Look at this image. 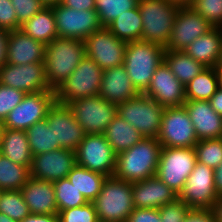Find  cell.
Returning a JSON list of instances; mask_svg holds the SVG:
<instances>
[{
	"label": "cell",
	"instance_id": "d6a6232c",
	"mask_svg": "<svg viewBox=\"0 0 222 222\" xmlns=\"http://www.w3.org/2000/svg\"><path fill=\"white\" fill-rule=\"evenodd\" d=\"M67 178L82 193L88 202H92L101 192L107 176L76 164L68 173Z\"/></svg>",
	"mask_w": 222,
	"mask_h": 222
},
{
	"label": "cell",
	"instance_id": "f907efd6",
	"mask_svg": "<svg viewBox=\"0 0 222 222\" xmlns=\"http://www.w3.org/2000/svg\"><path fill=\"white\" fill-rule=\"evenodd\" d=\"M19 222H59L58 214H30Z\"/></svg>",
	"mask_w": 222,
	"mask_h": 222
},
{
	"label": "cell",
	"instance_id": "9a60e30c",
	"mask_svg": "<svg viewBox=\"0 0 222 222\" xmlns=\"http://www.w3.org/2000/svg\"><path fill=\"white\" fill-rule=\"evenodd\" d=\"M85 56L91 58L101 69L122 65L127 43L118 39L106 27L93 32L84 40Z\"/></svg>",
	"mask_w": 222,
	"mask_h": 222
},
{
	"label": "cell",
	"instance_id": "f35d334b",
	"mask_svg": "<svg viewBox=\"0 0 222 222\" xmlns=\"http://www.w3.org/2000/svg\"><path fill=\"white\" fill-rule=\"evenodd\" d=\"M194 149L201 164L215 169L222 162V138L200 140Z\"/></svg>",
	"mask_w": 222,
	"mask_h": 222
},
{
	"label": "cell",
	"instance_id": "74e56055",
	"mask_svg": "<svg viewBox=\"0 0 222 222\" xmlns=\"http://www.w3.org/2000/svg\"><path fill=\"white\" fill-rule=\"evenodd\" d=\"M95 10L103 27H107L119 15L138 7L139 0H94Z\"/></svg>",
	"mask_w": 222,
	"mask_h": 222
},
{
	"label": "cell",
	"instance_id": "b9f144b4",
	"mask_svg": "<svg viewBox=\"0 0 222 222\" xmlns=\"http://www.w3.org/2000/svg\"><path fill=\"white\" fill-rule=\"evenodd\" d=\"M26 93L19 89L0 84V122L23 100Z\"/></svg>",
	"mask_w": 222,
	"mask_h": 222
},
{
	"label": "cell",
	"instance_id": "60d3db41",
	"mask_svg": "<svg viewBox=\"0 0 222 222\" xmlns=\"http://www.w3.org/2000/svg\"><path fill=\"white\" fill-rule=\"evenodd\" d=\"M59 222H99L93 202L58 212Z\"/></svg>",
	"mask_w": 222,
	"mask_h": 222
},
{
	"label": "cell",
	"instance_id": "e575fe53",
	"mask_svg": "<svg viewBox=\"0 0 222 222\" xmlns=\"http://www.w3.org/2000/svg\"><path fill=\"white\" fill-rule=\"evenodd\" d=\"M30 179V167L12 162L0 154V190H21Z\"/></svg>",
	"mask_w": 222,
	"mask_h": 222
},
{
	"label": "cell",
	"instance_id": "83f0119b",
	"mask_svg": "<svg viewBox=\"0 0 222 222\" xmlns=\"http://www.w3.org/2000/svg\"><path fill=\"white\" fill-rule=\"evenodd\" d=\"M104 136L116 154L128 150L144 138L136 128L118 114L107 126Z\"/></svg>",
	"mask_w": 222,
	"mask_h": 222
},
{
	"label": "cell",
	"instance_id": "d590c367",
	"mask_svg": "<svg viewBox=\"0 0 222 222\" xmlns=\"http://www.w3.org/2000/svg\"><path fill=\"white\" fill-rule=\"evenodd\" d=\"M53 185L58 212L65 209L80 207L88 202L68 178L53 181Z\"/></svg>",
	"mask_w": 222,
	"mask_h": 222
},
{
	"label": "cell",
	"instance_id": "ba28073f",
	"mask_svg": "<svg viewBox=\"0 0 222 222\" xmlns=\"http://www.w3.org/2000/svg\"><path fill=\"white\" fill-rule=\"evenodd\" d=\"M196 162L194 147H162L156 176L179 196Z\"/></svg>",
	"mask_w": 222,
	"mask_h": 222
},
{
	"label": "cell",
	"instance_id": "681fc988",
	"mask_svg": "<svg viewBox=\"0 0 222 222\" xmlns=\"http://www.w3.org/2000/svg\"><path fill=\"white\" fill-rule=\"evenodd\" d=\"M10 31L0 29V68L7 63V43Z\"/></svg>",
	"mask_w": 222,
	"mask_h": 222
},
{
	"label": "cell",
	"instance_id": "db71d44e",
	"mask_svg": "<svg viewBox=\"0 0 222 222\" xmlns=\"http://www.w3.org/2000/svg\"><path fill=\"white\" fill-rule=\"evenodd\" d=\"M210 211L216 222H222V197L216 199Z\"/></svg>",
	"mask_w": 222,
	"mask_h": 222
},
{
	"label": "cell",
	"instance_id": "277c9868",
	"mask_svg": "<svg viewBox=\"0 0 222 222\" xmlns=\"http://www.w3.org/2000/svg\"><path fill=\"white\" fill-rule=\"evenodd\" d=\"M92 202L99 222H126L134 210L132 183L114 176L107 177Z\"/></svg>",
	"mask_w": 222,
	"mask_h": 222
},
{
	"label": "cell",
	"instance_id": "836d02e7",
	"mask_svg": "<svg viewBox=\"0 0 222 222\" xmlns=\"http://www.w3.org/2000/svg\"><path fill=\"white\" fill-rule=\"evenodd\" d=\"M25 132L33 156L61 149L59 143L55 142L53 129L48 126L46 119L35 123Z\"/></svg>",
	"mask_w": 222,
	"mask_h": 222
},
{
	"label": "cell",
	"instance_id": "8fae6325",
	"mask_svg": "<svg viewBox=\"0 0 222 222\" xmlns=\"http://www.w3.org/2000/svg\"><path fill=\"white\" fill-rule=\"evenodd\" d=\"M75 153L77 165L107 177L114 175L117 154L104 134H86Z\"/></svg>",
	"mask_w": 222,
	"mask_h": 222
},
{
	"label": "cell",
	"instance_id": "1f68e13d",
	"mask_svg": "<svg viewBox=\"0 0 222 222\" xmlns=\"http://www.w3.org/2000/svg\"><path fill=\"white\" fill-rule=\"evenodd\" d=\"M106 28L118 39L126 43L141 40L143 23L139 7L125 11Z\"/></svg>",
	"mask_w": 222,
	"mask_h": 222
},
{
	"label": "cell",
	"instance_id": "9f6ffc18",
	"mask_svg": "<svg viewBox=\"0 0 222 222\" xmlns=\"http://www.w3.org/2000/svg\"><path fill=\"white\" fill-rule=\"evenodd\" d=\"M168 2L177 4L178 6H190L192 0H166Z\"/></svg>",
	"mask_w": 222,
	"mask_h": 222
},
{
	"label": "cell",
	"instance_id": "7a4b0ae2",
	"mask_svg": "<svg viewBox=\"0 0 222 222\" xmlns=\"http://www.w3.org/2000/svg\"><path fill=\"white\" fill-rule=\"evenodd\" d=\"M84 57L83 40L57 37L47 44L44 67L50 89L55 91L63 84Z\"/></svg>",
	"mask_w": 222,
	"mask_h": 222
},
{
	"label": "cell",
	"instance_id": "f1b7e54d",
	"mask_svg": "<svg viewBox=\"0 0 222 222\" xmlns=\"http://www.w3.org/2000/svg\"><path fill=\"white\" fill-rule=\"evenodd\" d=\"M20 29L34 40L49 44L58 37L53 7H43L39 13L21 25Z\"/></svg>",
	"mask_w": 222,
	"mask_h": 222
},
{
	"label": "cell",
	"instance_id": "3957f363",
	"mask_svg": "<svg viewBox=\"0 0 222 222\" xmlns=\"http://www.w3.org/2000/svg\"><path fill=\"white\" fill-rule=\"evenodd\" d=\"M165 48L138 40L127 43L123 65L135 88L144 93L156 69L164 62Z\"/></svg>",
	"mask_w": 222,
	"mask_h": 222
},
{
	"label": "cell",
	"instance_id": "44dd1931",
	"mask_svg": "<svg viewBox=\"0 0 222 222\" xmlns=\"http://www.w3.org/2000/svg\"><path fill=\"white\" fill-rule=\"evenodd\" d=\"M134 208L159 209L174 202L178 195L157 176L132 183Z\"/></svg>",
	"mask_w": 222,
	"mask_h": 222
},
{
	"label": "cell",
	"instance_id": "4dcf8cb0",
	"mask_svg": "<svg viewBox=\"0 0 222 222\" xmlns=\"http://www.w3.org/2000/svg\"><path fill=\"white\" fill-rule=\"evenodd\" d=\"M218 88V69L207 67L185 86L186 101H209Z\"/></svg>",
	"mask_w": 222,
	"mask_h": 222
},
{
	"label": "cell",
	"instance_id": "94428289",
	"mask_svg": "<svg viewBox=\"0 0 222 222\" xmlns=\"http://www.w3.org/2000/svg\"><path fill=\"white\" fill-rule=\"evenodd\" d=\"M3 129H4V125H3L2 122H0V141H1V136H2Z\"/></svg>",
	"mask_w": 222,
	"mask_h": 222
},
{
	"label": "cell",
	"instance_id": "603a6c76",
	"mask_svg": "<svg viewBox=\"0 0 222 222\" xmlns=\"http://www.w3.org/2000/svg\"><path fill=\"white\" fill-rule=\"evenodd\" d=\"M139 94L123 64L104 70L98 93L101 98L119 105Z\"/></svg>",
	"mask_w": 222,
	"mask_h": 222
},
{
	"label": "cell",
	"instance_id": "91938a15",
	"mask_svg": "<svg viewBox=\"0 0 222 222\" xmlns=\"http://www.w3.org/2000/svg\"><path fill=\"white\" fill-rule=\"evenodd\" d=\"M217 69H218V71H222V53H221V56H220V61H219Z\"/></svg>",
	"mask_w": 222,
	"mask_h": 222
},
{
	"label": "cell",
	"instance_id": "d4e9b609",
	"mask_svg": "<svg viewBox=\"0 0 222 222\" xmlns=\"http://www.w3.org/2000/svg\"><path fill=\"white\" fill-rule=\"evenodd\" d=\"M21 192L31 214H58L53 182L30 177Z\"/></svg>",
	"mask_w": 222,
	"mask_h": 222
},
{
	"label": "cell",
	"instance_id": "52a82bcc",
	"mask_svg": "<svg viewBox=\"0 0 222 222\" xmlns=\"http://www.w3.org/2000/svg\"><path fill=\"white\" fill-rule=\"evenodd\" d=\"M164 108L153 98L140 93L117 105V114L136 128L145 138H157Z\"/></svg>",
	"mask_w": 222,
	"mask_h": 222
},
{
	"label": "cell",
	"instance_id": "7bdbcfd3",
	"mask_svg": "<svg viewBox=\"0 0 222 222\" xmlns=\"http://www.w3.org/2000/svg\"><path fill=\"white\" fill-rule=\"evenodd\" d=\"M191 208L187 206L182 200L177 198L172 203H167L159 208V213L162 222H184L186 215Z\"/></svg>",
	"mask_w": 222,
	"mask_h": 222
},
{
	"label": "cell",
	"instance_id": "7402d4cb",
	"mask_svg": "<svg viewBox=\"0 0 222 222\" xmlns=\"http://www.w3.org/2000/svg\"><path fill=\"white\" fill-rule=\"evenodd\" d=\"M183 106L199 141L222 138V116L211 108L209 101H186Z\"/></svg>",
	"mask_w": 222,
	"mask_h": 222
},
{
	"label": "cell",
	"instance_id": "4316f807",
	"mask_svg": "<svg viewBox=\"0 0 222 222\" xmlns=\"http://www.w3.org/2000/svg\"><path fill=\"white\" fill-rule=\"evenodd\" d=\"M0 154L16 164L30 167L33 155L26 132L4 128L0 141Z\"/></svg>",
	"mask_w": 222,
	"mask_h": 222
},
{
	"label": "cell",
	"instance_id": "2e32d148",
	"mask_svg": "<svg viewBox=\"0 0 222 222\" xmlns=\"http://www.w3.org/2000/svg\"><path fill=\"white\" fill-rule=\"evenodd\" d=\"M0 84L19 89L26 94L53 91L46 80L44 62L26 65L6 63L0 68Z\"/></svg>",
	"mask_w": 222,
	"mask_h": 222
},
{
	"label": "cell",
	"instance_id": "e0dca14e",
	"mask_svg": "<svg viewBox=\"0 0 222 222\" xmlns=\"http://www.w3.org/2000/svg\"><path fill=\"white\" fill-rule=\"evenodd\" d=\"M213 27L191 6H180L165 50L183 51L194 40L206 34Z\"/></svg>",
	"mask_w": 222,
	"mask_h": 222
},
{
	"label": "cell",
	"instance_id": "5b68a950",
	"mask_svg": "<svg viewBox=\"0 0 222 222\" xmlns=\"http://www.w3.org/2000/svg\"><path fill=\"white\" fill-rule=\"evenodd\" d=\"M141 40L166 48L180 6L166 0H139Z\"/></svg>",
	"mask_w": 222,
	"mask_h": 222
},
{
	"label": "cell",
	"instance_id": "6da1fadb",
	"mask_svg": "<svg viewBox=\"0 0 222 222\" xmlns=\"http://www.w3.org/2000/svg\"><path fill=\"white\" fill-rule=\"evenodd\" d=\"M162 146L157 138H143L117 154L114 177L130 183L156 176Z\"/></svg>",
	"mask_w": 222,
	"mask_h": 222
},
{
	"label": "cell",
	"instance_id": "f5cc1de1",
	"mask_svg": "<svg viewBox=\"0 0 222 222\" xmlns=\"http://www.w3.org/2000/svg\"><path fill=\"white\" fill-rule=\"evenodd\" d=\"M215 191L218 197H222V162L214 169Z\"/></svg>",
	"mask_w": 222,
	"mask_h": 222
},
{
	"label": "cell",
	"instance_id": "680465c9",
	"mask_svg": "<svg viewBox=\"0 0 222 222\" xmlns=\"http://www.w3.org/2000/svg\"><path fill=\"white\" fill-rule=\"evenodd\" d=\"M218 77H219V88L222 89V71H218Z\"/></svg>",
	"mask_w": 222,
	"mask_h": 222
},
{
	"label": "cell",
	"instance_id": "816d5d0a",
	"mask_svg": "<svg viewBox=\"0 0 222 222\" xmlns=\"http://www.w3.org/2000/svg\"><path fill=\"white\" fill-rule=\"evenodd\" d=\"M211 108L222 116V89L218 88L214 95L209 99Z\"/></svg>",
	"mask_w": 222,
	"mask_h": 222
},
{
	"label": "cell",
	"instance_id": "cb8c5ba5",
	"mask_svg": "<svg viewBox=\"0 0 222 222\" xmlns=\"http://www.w3.org/2000/svg\"><path fill=\"white\" fill-rule=\"evenodd\" d=\"M46 45L36 41L21 29L10 31L7 43V63L26 65L44 62Z\"/></svg>",
	"mask_w": 222,
	"mask_h": 222
},
{
	"label": "cell",
	"instance_id": "f6af8a7d",
	"mask_svg": "<svg viewBox=\"0 0 222 222\" xmlns=\"http://www.w3.org/2000/svg\"><path fill=\"white\" fill-rule=\"evenodd\" d=\"M0 29L8 31L18 29L17 15L11 0H0Z\"/></svg>",
	"mask_w": 222,
	"mask_h": 222
},
{
	"label": "cell",
	"instance_id": "ffe728a7",
	"mask_svg": "<svg viewBox=\"0 0 222 222\" xmlns=\"http://www.w3.org/2000/svg\"><path fill=\"white\" fill-rule=\"evenodd\" d=\"M144 94L163 108L183 106L186 102L185 86L173 75L165 62L156 69Z\"/></svg>",
	"mask_w": 222,
	"mask_h": 222
},
{
	"label": "cell",
	"instance_id": "30bf717a",
	"mask_svg": "<svg viewBox=\"0 0 222 222\" xmlns=\"http://www.w3.org/2000/svg\"><path fill=\"white\" fill-rule=\"evenodd\" d=\"M162 147H194L198 140L192 121L185 107L164 108L160 131L157 137Z\"/></svg>",
	"mask_w": 222,
	"mask_h": 222
},
{
	"label": "cell",
	"instance_id": "ab89813d",
	"mask_svg": "<svg viewBox=\"0 0 222 222\" xmlns=\"http://www.w3.org/2000/svg\"><path fill=\"white\" fill-rule=\"evenodd\" d=\"M190 6L214 27H222V0H192Z\"/></svg>",
	"mask_w": 222,
	"mask_h": 222
},
{
	"label": "cell",
	"instance_id": "484cf974",
	"mask_svg": "<svg viewBox=\"0 0 222 222\" xmlns=\"http://www.w3.org/2000/svg\"><path fill=\"white\" fill-rule=\"evenodd\" d=\"M183 51L204 66L217 68L222 53V27H213Z\"/></svg>",
	"mask_w": 222,
	"mask_h": 222
},
{
	"label": "cell",
	"instance_id": "9c48e42d",
	"mask_svg": "<svg viewBox=\"0 0 222 222\" xmlns=\"http://www.w3.org/2000/svg\"><path fill=\"white\" fill-rule=\"evenodd\" d=\"M67 105L86 134H104L117 115V105L99 95L73 100Z\"/></svg>",
	"mask_w": 222,
	"mask_h": 222
},
{
	"label": "cell",
	"instance_id": "ac0fdd59",
	"mask_svg": "<svg viewBox=\"0 0 222 222\" xmlns=\"http://www.w3.org/2000/svg\"><path fill=\"white\" fill-rule=\"evenodd\" d=\"M46 120L53 129L55 142H58L61 148L75 152L86 133L68 105L55 102L49 109Z\"/></svg>",
	"mask_w": 222,
	"mask_h": 222
},
{
	"label": "cell",
	"instance_id": "11a10c76",
	"mask_svg": "<svg viewBox=\"0 0 222 222\" xmlns=\"http://www.w3.org/2000/svg\"><path fill=\"white\" fill-rule=\"evenodd\" d=\"M44 7H54L60 4L61 0H40Z\"/></svg>",
	"mask_w": 222,
	"mask_h": 222
},
{
	"label": "cell",
	"instance_id": "5bb4252c",
	"mask_svg": "<svg viewBox=\"0 0 222 222\" xmlns=\"http://www.w3.org/2000/svg\"><path fill=\"white\" fill-rule=\"evenodd\" d=\"M178 198L191 209L210 210L218 198L214 169L196 162Z\"/></svg>",
	"mask_w": 222,
	"mask_h": 222
},
{
	"label": "cell",
	"instance_id": "6f0895ef",
	"mask_svg": "<svg viewBox=\"0 0 222 222\" xmlns=\"http://www.w3.org/2000/svg\"><path fill=\"white\" fill-rule=\"evenodd\" d=\"M0 222H17L13 219H11L9 216L0 213Z\"/></svg>",
	"mask_w": 222,
	"mask_h": 222
},
{
	"label": "cell",
	"instance_id": "bcb514c9",
	"mask_svg": "<svg viewBox=\"0 0 222 222\" xmlns=\"http://www.w3.org/2000/svg\"><path fill=\"white\" fill-rule=\"evenodd\" d=\"M126 222H162L159 209L134 208Z\"/></svg>",
	"mask_w": 222,
	"mask_h": 222
},
{
	"label": "cell",
	"instance_id": "7c38bea8",
	"mask_svg": "<svg viewBox=\"0 0 222 222\" xmlns=\"http://www.w3.org/2000/svg\"><path fill=\"white\" fill-rule=\"evenodd\" d=\"M55 102V91L27 93L8 114L3 122L4 128L26 131L35 123L45 120Z\"/></svg>",
	"mask_w": 222,
	"mask_h": 222
},
{
	"label": "cell",
	"instance_id": "7dc6e473",
	"mask_svg": "<svg viewBox=\"0 0 222 222\" xmlns=\"http://www.w3.org/2000/svg\"><path fill=\"white\" fill-rule=\"evenodd\" d=\"M184 222H216L210 210L191 209Z\"/></svg>",
	"mask_w": 222,
	"mask_h": 222
},
{
	"label": "cell",
	"instance_id": "f546056e",
	"mask_svg": "<svg viewBox=\"0 0 222 222\" xmlns=\"http://www.w3.org/2000/svg\"><path fill=\"white\" fill-rule=\"evenodd\" d=\"M164 62L184 86L207 68L181 50H165Z\"/></svg>",
	"mask_w": 222,
	"mask_h": 222
},
{
	"label": "cell",
	"instance_id": "ee69618b",
	"mask_svg": "<svg viewBox=\"0 0 222 222\" xmlns=\"http://www.w3.org/2000/svg\"><path fill=\"white\" fill-rule=\"evenodd\" d=\"M17 15L18 29L43 9L40 0H11Z\"/></svg>",
	"mask_w": 222,
	"mask_h": 222
},
{
	"label": "cell",
	"instance_id": "c3c4849f",
	"mask_svg": "<svg viewBox=\"0 0 222 222\" xmlns=\"http://www.w3.org/2000/svg\"><path fill=\"white\" fill-rule=\"evenodd\" d=\"M60 4L77 10H95L94 0H61Z\"/></svg>",
	"mask_w": 222,
	"mask_h": 222
},
{
	"label": "cell",
	"instance_id": "d6986e66",
	"mask_svg": "<svg viewBox=\"0 0 222 222\" xmlns=\"http://www.w3.org/2000/svg\"><path fill=\"white\" fill-rule=\"evenodd\" d=\"M76 164V153L68 149L41 153L32 157L30 177L53 182L67 178Z\"/></svg>",
	"mask_w": 222,
	"mask_h": 222
},
{
	"label": "cell",
	"instance_id": "8992f818",
	"mask_svg": "<svg viewBox=\"0 0 222 222\" xmlns=\"http://www.w3.org/2000/svg\"><path fill=\"white\" fill-rule=\"evenodd\" d=\"M104 70L85 56L67 80L55 90L56 102L67 105L73 100L98 95Z\"/></svg>",
	"mask_w": 222,
	"mask_h": 222
},
{
	"label": "cell",
	"instance_id": "4fadbf2b",
	"mask_svg": "<svg viewBox=\"0 0 222 222\" xmlns=\"http://www.w3.org/2000/svg\"><path fill=\"white\" fill-rule=\"evenodd\" d=\"M58 37L85 40L103 28L96 10H77L58 4L53 7Z\"/></svg>",
	"mask_w": 222,
	"mask_h": 222
},
{
	"label": "cell",
	"instance_id": "8d00e7d4",
	"mask_svg": "<svg viewBox=\"0 0 222 222\" xmlns=\"http://www.w3.org/2000/svg\"><path fill=\"white\" fill-rule=\"evenodd\" d=\"M0 213L17 222L22 221L31 214L21 190H1Z\"/></svg>",
	"mask_w": 222,
	"mask_h": 222
}]
</instances>
